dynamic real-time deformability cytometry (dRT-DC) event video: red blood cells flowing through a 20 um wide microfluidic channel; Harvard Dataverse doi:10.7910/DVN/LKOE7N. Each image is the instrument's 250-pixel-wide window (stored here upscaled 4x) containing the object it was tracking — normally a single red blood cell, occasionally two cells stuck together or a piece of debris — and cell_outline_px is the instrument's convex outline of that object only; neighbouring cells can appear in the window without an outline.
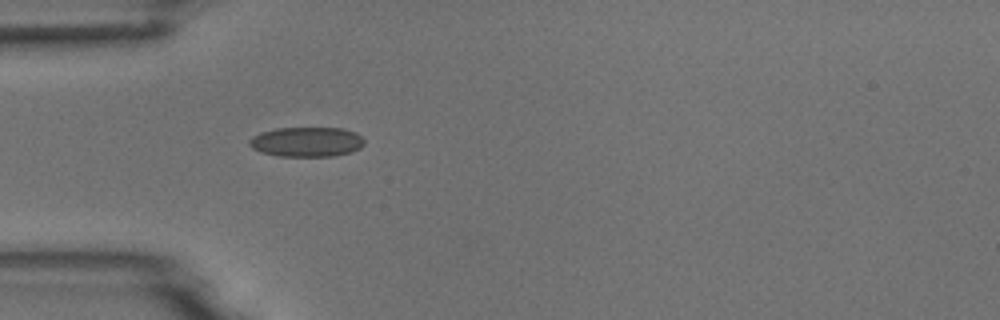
{"species": "common noctule bat (a hibernating species)", "species_latin": "Nyctalus noctula", "temperature_condition": "room temperature", "stored_images_in_passage": 39, "camera_frame_rate_fps": 3000, "um_per_image_px": 0.085, "animal": {"sex": "male", "body_mass_g": 18.8}, "frame": {"image": 1, "passage_image": 1, "time_ms": 0.0, "image_size_px": [1000, 320], "cell_outline_px": [[364, 144], [360, 148], [352, 152], [332, 156], [280, 156], [260, 152], [252, 148], [248, 144], [248, 140], [252, 136], [260, 132], [276, 128], [344, 128], [356, 132], [364, 140]], "centroid_in_image_um": [26.05, 12.05], "position_along_channel_um": 58.9, "area_um2": 20.11}}
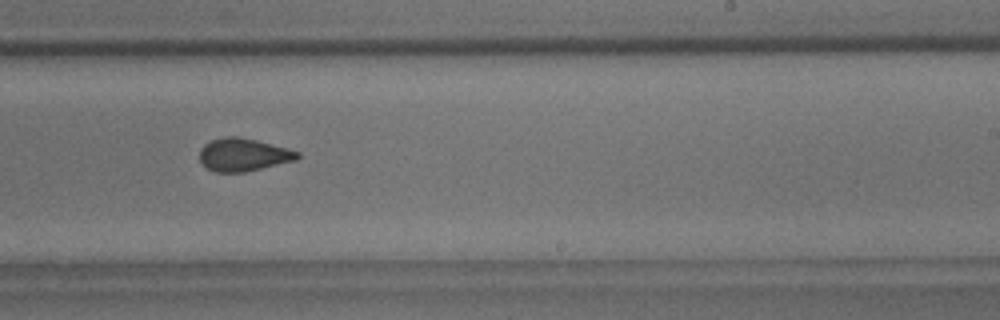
{"frame": {"image": 2, "passage_image": 18, "time_ms": 5.667, "image_size_px": [1000, 320], "cell_outline_px": [[300, 156], [296, 160], [244, 172], [216, 172], [208, 168], [200, 160], [200, 148], [204, 144], [212, 140], [224, 136], [236, 136], [256, 140], [288, 148], [300, 152]], "centroid_in_image_um": [20.69, 13.14], "position_along_channel_um": 268.3, "area_um2": 18.61}}
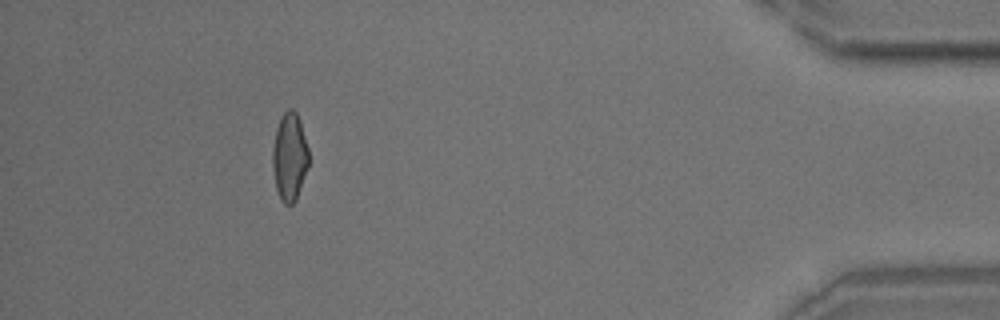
{"frame": {"image": 3, "passage_image": 34, "time_ms": 11.0, "image_size_px": [1000, 320], "cell_outline_px": [[308, 164], [296, 200], [292, 204], [284, 204], [280, 200], [276, 188], [272, 168], [272, 152], [276, 128], [284, 112], [288, 108], [292, 108], [296, 112], [300, 120], [308, 148]], "centroid_in_image_um": [24.6, 13.33], "position_along_channel_um": 410.6, "area_um2": 18.44}, "authors_computed_cell_mechanics": {"area_um2": 18.9006, "velocity_mm_per_s": 3.7379, "shape_relaxation_time_tau1_ms": 8.5854, "shape_relaxation_time_tau2_ms": 1.485, "deformation_change_tau1": 0.1542, "deformation_change_tau2": 0.0714}}